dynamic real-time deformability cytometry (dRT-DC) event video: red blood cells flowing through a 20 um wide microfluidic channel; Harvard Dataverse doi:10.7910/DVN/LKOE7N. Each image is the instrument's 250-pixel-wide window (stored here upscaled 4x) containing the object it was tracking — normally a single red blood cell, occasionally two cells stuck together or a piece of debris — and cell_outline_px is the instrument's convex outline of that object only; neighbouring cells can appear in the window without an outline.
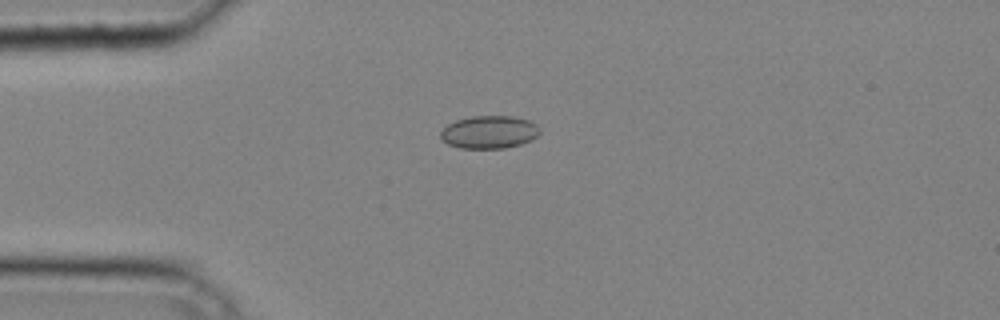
{"species": "common noctule bat (a hibernating species)", "species_latin": "Nyctalus noctula", "temperature_condition": "cold", "stored_images_in_passage": 29, "camera_frame_rate_fps": 3000, "um_per_image_px": 0.085, "animal": {"sex": "male", "body_mass_g": 20.4}, "frame": {"image": 1, "passage_image": 1, "time_ms": 0.0, "image_size_px": [1000, 320], "cell_outline_px": [[540, 132], [532, 140], [520, 144], [504, 148], [460, 148], [448, 144], [440, 136], [440, 132], [448, 124], [456, 120], [472, 116], [512, 116], [528, 120], [536, 124], [540, 128]], "centroid_in_image_um": [41.59, 11.22], "position_along_channel_um": 43.4, "area_um2": 18.9}}
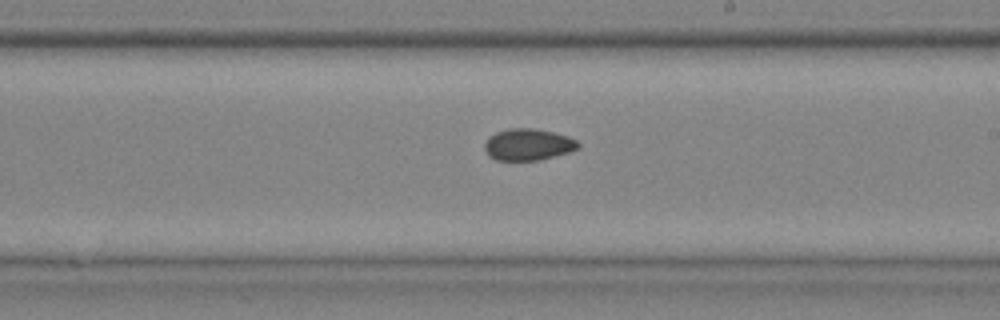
{"frame": {"image": 2, "passage_image": 15, "time_ms": 4.667, "image_size_px": [1000, 320], "cell_outline_px": [[580, 148], [568, 152], [540, 160], [496, 160], [488, 156], [484, 148], [484, 144], [488, 136], [496, 132], [512, 128], [532, 128], [552, 132], [568, 136], [576, 140], [580, 144]], "centroid_in_image_um": [44.87, 12.29], "position_along_channel_um": 244.1, "area_um2": 17.28}}
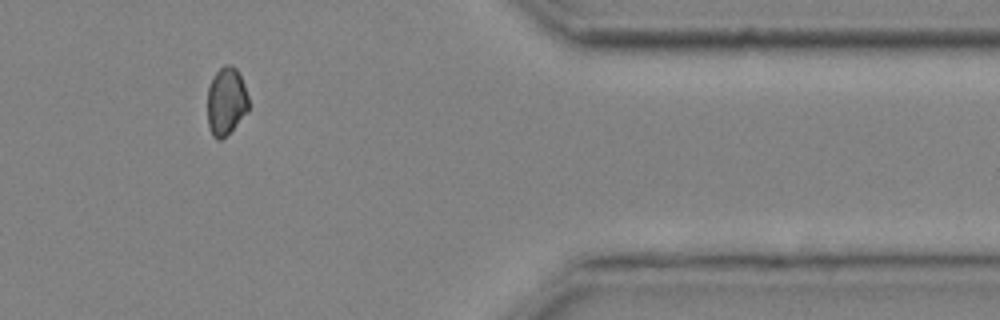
{"frame": {"image": 3, "passage_image": 26, "time_ms": 8.333, "image_size_px": [1000, 320], "cell_outline_px": [[248, 112], [220, 140], [216, 140], [212, 136], [208, 124], [208, 88], [212, 76], [224, 64], [232, 64], [236, 68], [244, 84], [248, 96]], "centroid_in_image_um": [19.22, 8.58], "position_along_channel_um": 392.2, "area_um2": 16.24}}